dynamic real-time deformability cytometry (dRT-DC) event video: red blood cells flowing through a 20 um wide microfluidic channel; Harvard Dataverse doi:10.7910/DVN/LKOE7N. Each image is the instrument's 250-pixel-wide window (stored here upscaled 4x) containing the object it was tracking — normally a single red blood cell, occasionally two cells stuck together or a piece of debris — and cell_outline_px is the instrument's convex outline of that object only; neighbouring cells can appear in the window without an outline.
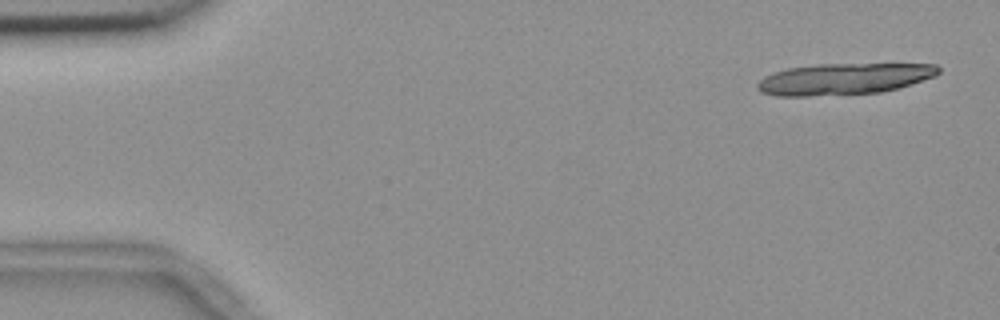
{"species": "common noctule bat (a hibernating species)", "species_latin": "Nyctalus noctula", "temperature_condition": "room temperature", "stored_images_in_passage": 5, "camera_frame_rate_fps": 3000, "um_per_image_px": 0.085, "animal": {"sex": "female", "body_mass_g": 18.4}, "frame": {"image": 1, "passage_image": 1, "time_ms": 0.0, "image_size_px": [1000, 320], "cell_outline_px": [[940, 72], [936, 76], [900, 88], [880, 92], [808, 96], [776, 96], [760, 92], [756, 88], [756, 84], [764, 76], [788, 68], [816, 64], [936, 64], [940, 68]], "centroid_in_image_um": [71.74, 6.71], "position_along_channel_um": 13.3, "area_um2": 33.18}}
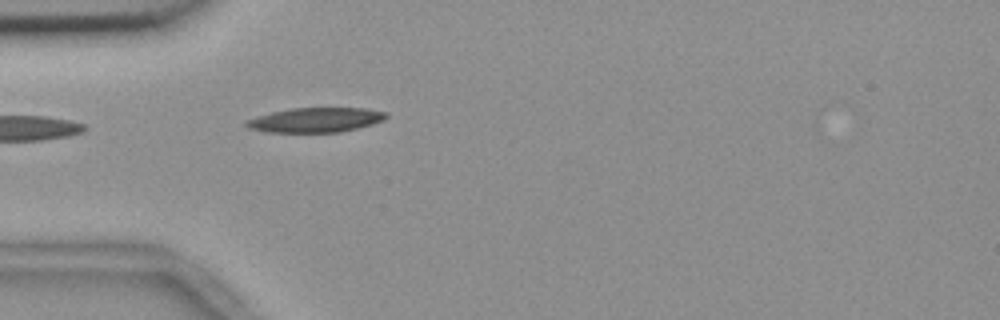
{"frame": {"image": 2, "passage_image": 5, "time_ms": 1.333, "image_size_px": [1000, 320], "cell_outline_px": [[388, 116], [384, 120], [372, 124], [340, 132], [264, 132], [248, 128], [244, 124], [244, 120], [256, 116], [272, 112], [292, 108], [368, 108], [388, 112]], "centroid_in_image_um": [26.81, 10.19], "position_along_channel_um": 58.2, "area_um2": 20.23}}